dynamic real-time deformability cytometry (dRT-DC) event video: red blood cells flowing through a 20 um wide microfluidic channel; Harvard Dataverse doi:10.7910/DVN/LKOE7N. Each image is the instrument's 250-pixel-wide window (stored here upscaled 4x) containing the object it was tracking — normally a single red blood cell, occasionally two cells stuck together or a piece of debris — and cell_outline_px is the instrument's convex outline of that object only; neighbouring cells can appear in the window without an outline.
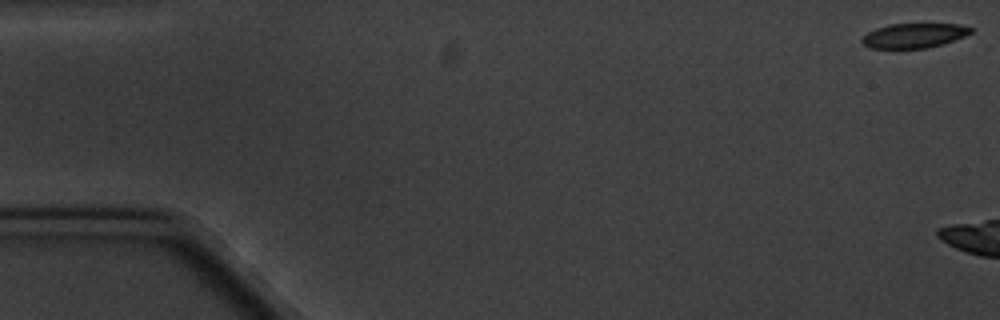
{"species": "common noctule bat (a hibernating species)", "species_latin": "Nyctalus noctula", "temperature_condition": "cold", "stored_images_in_passage": 3, "camera_frame_rate_fps": 3000, "um_per_image_px": 0.085, "animal": {"sex": "male", "body_mass_g": 20.1, "forearm_length_mm": 53.5}, "frame": {"image": 1, "passage_image": 1, "time_ms": 0.0, "image_size_px": [1000, 320], "cell_outline_px": [[972, 32], [964, 36], [928, 48], [868, 48], [860, 40], [868, 32], [876, 28], [888, 24], [960, 24], [972, 28]], "centroid_in_image_um": [77.66, 3.02], "position_along_channel_um": 7.3, "area_um2": 15.43}}